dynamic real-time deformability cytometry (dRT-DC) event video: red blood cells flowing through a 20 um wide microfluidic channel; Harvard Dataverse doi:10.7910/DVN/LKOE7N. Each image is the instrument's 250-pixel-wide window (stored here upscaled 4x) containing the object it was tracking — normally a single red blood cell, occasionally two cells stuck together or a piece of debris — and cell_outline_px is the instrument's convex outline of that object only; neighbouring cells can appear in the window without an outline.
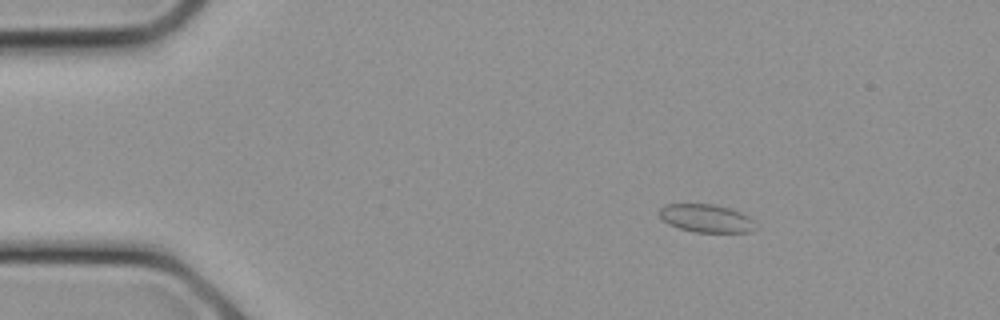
{"species": "common noctule bat (a hibernating species)", "species_latin": "Nyctalus noctula", "temperature_condition": "cold", "stored_images_in_passage": 17, "camera_frame_rate_fps": 3000, "um_per_image_px": 0.085, "animal": {"sex": "female", "body_mass_g": 21.9}, "frame": {"image": 1, "passage_image": 3, "time_ms": 0.667, "image_size_px": [1000, 320], "cell_outline_px": [[756, 228], [748, 232], [696, 232], [680, 228], [668, 224], [660, 216], [660, 208], [664, 204], [712, 204], [732, 208], [748, 216], [752, 220]], "centroid_in_image_um": [60.03, 18.55], "position_along_channel_um": 25.0, "area_um2": 15.61}}
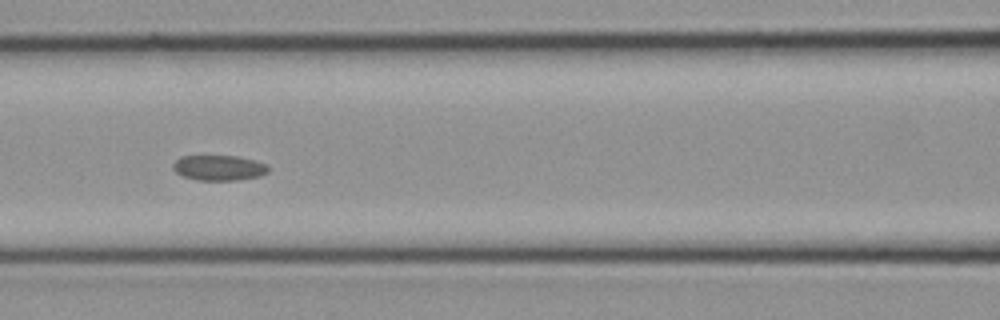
{"frame": {"image": 2, "passage_image": 10, "time_ms": 3.0, "image_size_px": [1000, 320], "cell_outline_px": [[272, 168], [268, 172], [260, 176], [236, 180], [196, 180], [184, 176], [176, 172], [172, 168], [172, 164], [180, 156], [236, 156], [256, 160], [268, 164]], "centroid_in_image_um": [18.65, 14.26], "position_along_channel_um": 147.9, "area_um2": 14.22}}
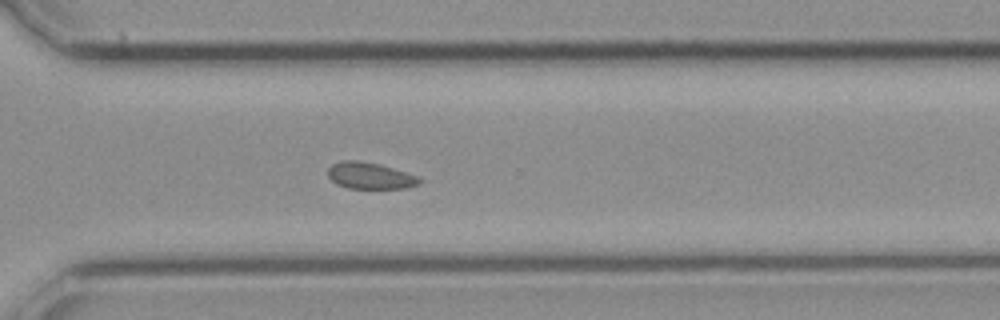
{"frame": {"image": 3, "passage_image": 17, "time_ms": 5.333, "image_size_px": [1000, 320], "cell_outline_px": [[424, 180], [420, 184], [404, 188], [348, 188], [336, 184], [328, 176], [328, 168], [332, 164], [340, 160], [360, 160], [380, 164], [420, 176]], "centroid_in_image_um": [31.48, 14.92], "position_along_channel_um": 339.1, "area_um2": 14.39}}